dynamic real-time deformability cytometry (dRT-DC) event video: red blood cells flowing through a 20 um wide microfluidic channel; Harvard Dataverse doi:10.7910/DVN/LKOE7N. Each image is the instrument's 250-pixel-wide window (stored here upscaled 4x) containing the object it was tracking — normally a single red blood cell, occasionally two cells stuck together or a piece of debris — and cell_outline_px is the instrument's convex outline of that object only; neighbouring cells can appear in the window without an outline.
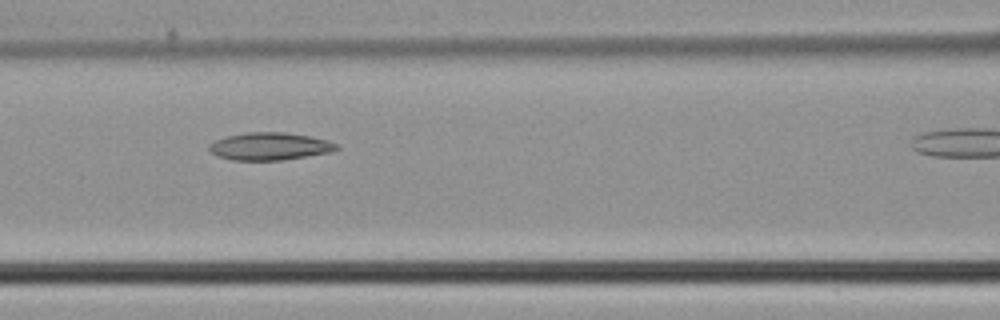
{"species": "common noctule bat (a hibernating species)", "species_latin": "Nyctalus noctula", "temperature_condition": "cold", "stored_images_in_passage": 12, "camera_frame_rate_fps": 3000, "um_per_image_px": 0.085, "animal": {"sex": "male", "body_mass_g": 21.5, "forearm_length_mm": 52.0}, "frame": {"image": 1, "passage_image": 6, "time_ms": 1.667, "image_size_px": [1000, 320], "cell_outline_px": [[340, 148], [332, 152], [284, 160], [232, 160], [220, 156], [212, 152], [208, 148], [208, 144], [216, 140], [228, 136], [248, 132], [284, 132], [308, 136], [328, 140], [340, 144]], "centroid_in_image_um": [22.99, 12.44], "position_along_channel_um": 143.6, "area_um2": 20.46}}
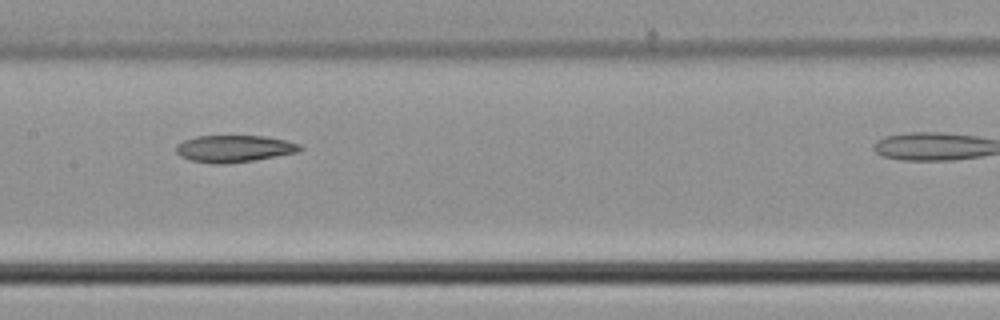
{"frame": {"image": 2, "passage_image": 9, "time_ms": 2.667, "image_size_px": [1000, 320], "cell_outline_px": [[304, 148], [300, 152], [256, 160], [224, 164], [212, 164], [188, 160], [180, 156], [176, 152], [176, 144], [184, 140], [196, 136], [264, 136], [284, 140], [300, 144]], "centroid_in_image_um": [19.9, 12.65], "position_along_channel_um": 187.5, "area_um2": 19.71}}